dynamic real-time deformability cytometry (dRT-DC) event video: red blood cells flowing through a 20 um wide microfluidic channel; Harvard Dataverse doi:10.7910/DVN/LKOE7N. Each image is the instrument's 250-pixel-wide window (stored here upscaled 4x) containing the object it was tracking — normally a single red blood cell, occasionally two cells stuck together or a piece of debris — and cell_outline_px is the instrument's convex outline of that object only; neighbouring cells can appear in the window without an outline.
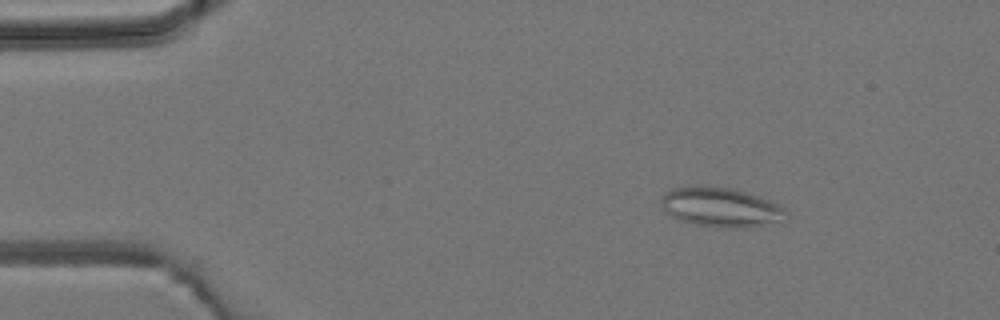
{"species": "common noctule bat (a hibernating species)", "species_latin": "Nyctalus noctula", "temperature_condition": "room temperature", "stored_images_in_passage": 4, "camera_frame_rate_fps": 3000, "um_per_image_px": 0.085, "animal": {"sex": "male", "body_mass_g": 19.2, "forearm_length_mm": 51.8}, "frame": {"image": 1, "passage_image": 2, "time_ms": 1.0, "image_size_px": [1000, 320], "cell_outline_px": [[788, 220], [748, 228], [732, 228], [696, 224], [680, 220], [664, 212], [660, 208], [660, 196], [664, 192], [672, 188], [688, 184], [736, 188], [760, 196], [784, 208], [788, 212]], "centroid_in_image_um": [61.24, 17.59], "position_along_channel_um": 23.8, "area_um2": 29.59}}